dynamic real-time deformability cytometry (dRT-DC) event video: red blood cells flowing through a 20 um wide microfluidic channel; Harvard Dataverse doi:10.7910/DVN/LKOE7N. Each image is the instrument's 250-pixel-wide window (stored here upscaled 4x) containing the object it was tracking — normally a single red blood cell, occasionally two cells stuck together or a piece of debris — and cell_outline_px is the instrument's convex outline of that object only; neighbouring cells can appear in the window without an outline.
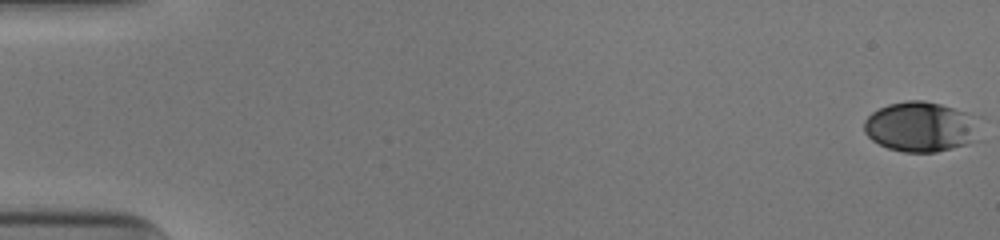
{"species": "human", "species_latin": "Homo sapiens", "temperature_condition": "cold", "stored_images_in_passage": 53, "camera_frame_rate_fps": 3000, "um_per_image_px": 0.085, "donor": {"sex": "male"}, "frame": {"image": 1, "passage_image": 1, "time_ms": 0.0, "image_size_px": [1000, 240], "cell_outline_px": [[984, 140], [936, 152], [904, 152], [888, 148], [872, 140], [864, 132], [864, 120], [872, 112], [888, 104], [908, 100], [924, 100], [940, 104], [984, 116]], "centroid_in_image_um": [78.48, 10.77], "position_along_channel_um": 6.5, "area_um2": 35.37}}
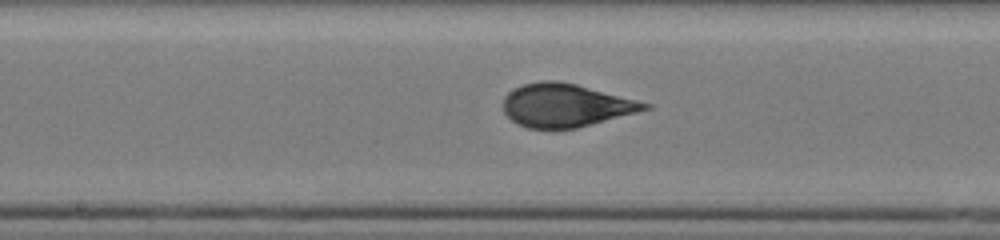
{"frame": {"image": 2, "passage_image": 29, "time_ms": 9.333, "image_size_px": [1000, 240], "cell_outline_px": [[652, 108], [576, 128], [528, 128], [516, 124], [504, 112], [504, 96], [508, 92], [524, 84], [540, 80], [556, 80], [576, 84], [652, 104]], "centroid_in_image_um": [48.06, 8.94], "position_along_channel_um": 200.1, "area_um2": 35.26}}
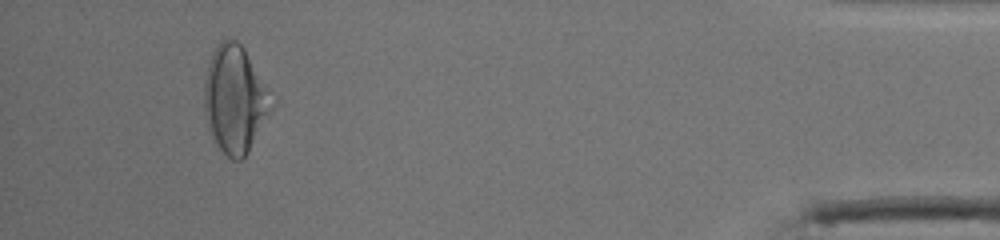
{"frame": {"image": 3, "passage_image": 50, "time_ms": 16.333, "image_size_px": [1000, 240], "cell_outline_px": [[276, 104], [244, 160], [232, 160], [220, 148], [212, 136], [208, 128], [204, 116], [204, 80], [208, 64], [212, 52], [220, 40], [228, 36], [236, 40], [244, 48], [276, 100]], "centroid_in_image_um": [19.99, 8.43], "position_along_channel_um": 415.2, "area_um2": 42.83}, "authors_computed_cell_mechanics": {"area_um2": 35.6626, "velocity_mm_per_s": 3.9449, "shape_relaxation_time_tau1_ms": 6.1782, "shape_relaxation_time_tau2_ms": null, "deformation_change_tau1": 0.2134, "deformation_change_tau2": null}}